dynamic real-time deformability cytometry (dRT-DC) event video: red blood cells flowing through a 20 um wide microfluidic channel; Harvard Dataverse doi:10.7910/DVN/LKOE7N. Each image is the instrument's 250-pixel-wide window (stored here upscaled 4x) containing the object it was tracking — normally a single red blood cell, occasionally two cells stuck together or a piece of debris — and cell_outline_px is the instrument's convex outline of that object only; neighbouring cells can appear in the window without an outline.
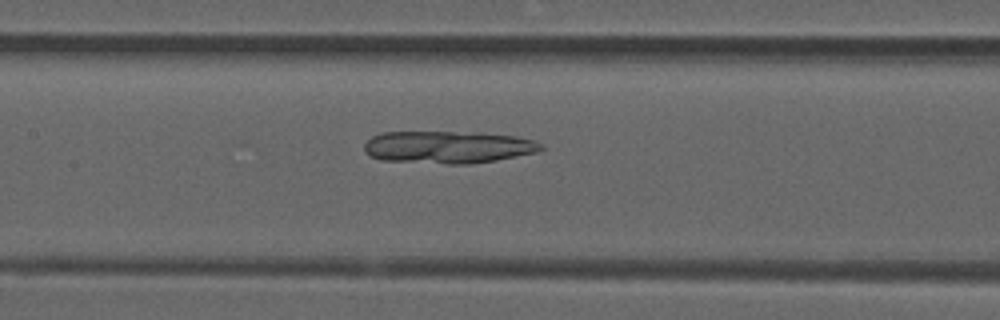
{"species": "common noctule bat (a hibernating species)", "species_latin": "Nyctalus noctula", "temperature_condition": "room temperature", "stored_images_in_passage": 47, "camera_frame_rate_fps": 3000, "um_per_image_px": 0.085, "animal": {"sex": "male", "forearm_length_mm": 52.5}, "frame": {"image": 1, "passage_image": 20, "time_ms": 6.333, "image_size_px": [1000, 320], "cell_outline_px": [[544, 148], [536, 152], [496, 160], [468, 164], [448, 164], [380, 160], [368, 156], [364, 152], [364, 144], [372, 136], [384, 132], [452, 132], [516, 136], [536, 140], [544, 144]], "centroid_in_image_um": [38.05, 12.52], "position_along_channel_um": 169.4, "area_um2": 33.29}}
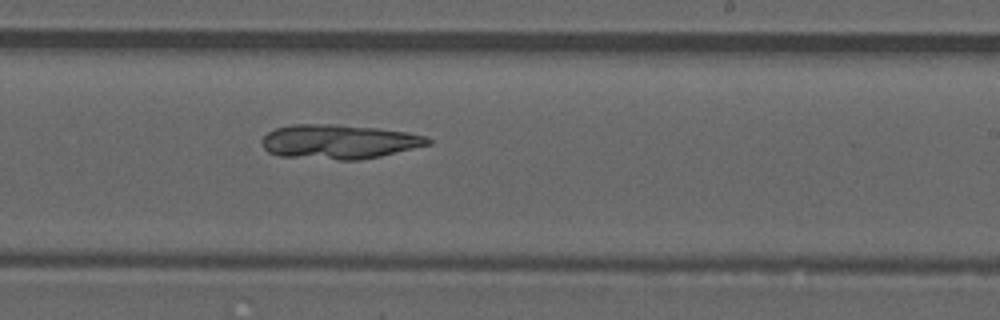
{"frame": {"image": 2, "passage_image": 27, "time_ms": 8.667, "image_size_px": [1000, 320], "cell_outline_px": [[432, 144], [380, 156], [360, 160], [340, 160], [280, 156], [268, 152], [264, 148], [260, 140], [268, 132], [276, 128], [292, 124], [336, 124], [376, 128], [408, 132], [428, 136], [432, 140]], "centroid_in_image_um": [28.83, 12.04], "position_along_channel_um": 260.2, "area_um2": 33.47}}
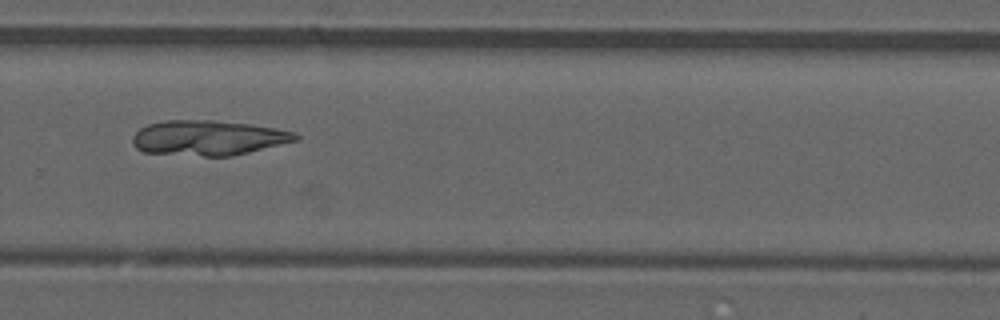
{"frame": {"image": 3, "passage_image": 31, "time_ms": 10.0, "image_size_px": [1000, 320], "cell_outline_px": [[300, 140], [232, 156], [204, 156], [144, 152], [136, 148], [132, 140], [132, 136], [140, 128], [148, 124], [164, 120], [212, 120], [248, 124], [272, 128], [292, 132], [300, 136]], "centroid_in_image_um": [17.68, 11.72], "position_along_channel_um": 312.1, "area_um2": 33.12}}